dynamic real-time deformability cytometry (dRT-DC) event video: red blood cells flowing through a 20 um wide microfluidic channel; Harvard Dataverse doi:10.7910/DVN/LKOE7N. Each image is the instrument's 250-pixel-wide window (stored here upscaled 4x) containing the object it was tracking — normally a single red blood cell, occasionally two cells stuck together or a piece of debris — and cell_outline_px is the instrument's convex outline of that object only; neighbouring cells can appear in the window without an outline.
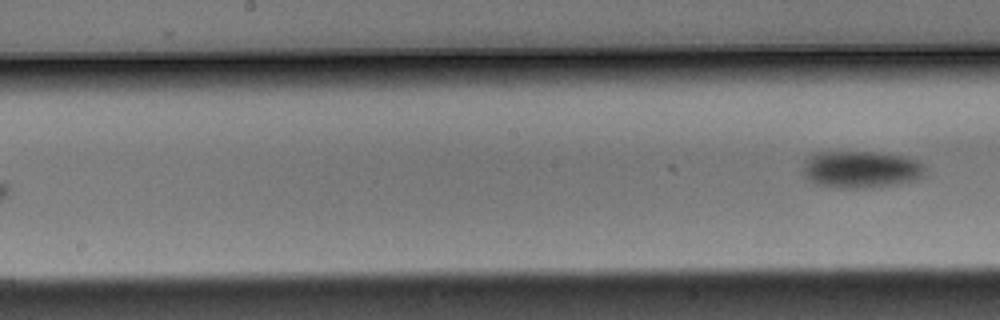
{"species": "Egyptian fruit bat (a non-hibernating species)", "species_latin": "Rousettus aegyptiacus", "temperature_condition": "warm", "stored_images_in_passage": 9, "segment_of_instrument_passage": [2, 2], "camera_frame_rate_fps": 3000, "um_per_image_px": 0.085, "animal": {"sex": "male"}, "frame": {"image": 1, "passage_image": 9, "time_ms": 2.667, "image_size_px": [1000, 320], "cell_outline_px": [[924, 176], [916, 180], [900, 184], [864, 188], [840, 188], [816, 184], [808, 180], [804, 176], [800, 168], [804, 160], [812, 152], [876, 152], [904, 156], [916, 160], [924, 164]], "centroid_in_image_um": [73.13, 14.4], "position_along_channel_um": 175.1, "area_um2": 26.93}}